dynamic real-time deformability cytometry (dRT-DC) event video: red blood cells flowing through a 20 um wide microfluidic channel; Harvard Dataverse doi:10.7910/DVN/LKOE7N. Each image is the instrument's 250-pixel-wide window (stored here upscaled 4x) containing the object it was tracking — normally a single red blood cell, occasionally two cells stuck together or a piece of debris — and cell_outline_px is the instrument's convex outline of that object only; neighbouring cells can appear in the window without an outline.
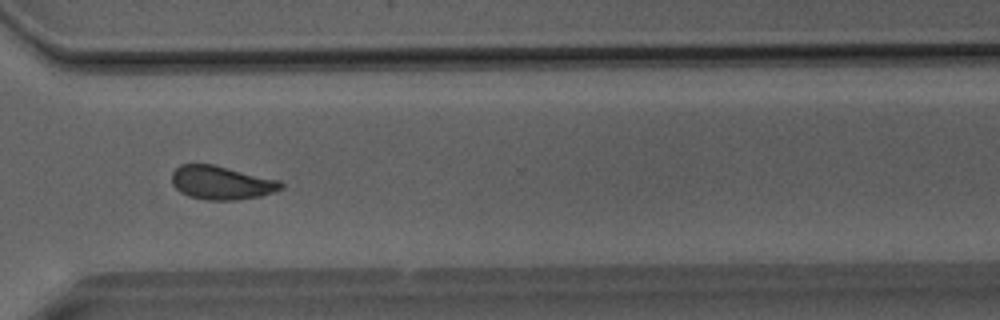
{"species": "Egyptian fruit bat (a non-hibernating species)", "species_latin": "Rousettus aegyptiacus", "temperature_condition": "room temperature", "stored_images_in_passage": 40, "camera_frame_rate_fps": 3000, "um_per_image_px": 0.085, "animal": {"sex": "male"}, "frame": {"image": 1, "passage_image": 30, "time_ms": 9.667, "image_size_px": [1000, 320], "cell_outline_px": [[284, 188], [260, 196], [236, 200], [204, 200], [188, 196], [180, 192], [172, 184], [172, 172], [180, 164], [212, 164], [280, 180], [284, 184]], "centroid_in_image_um": [18.81, 15.53], "position_along_channel_um": 351.8, "area_um2": 21.44}}
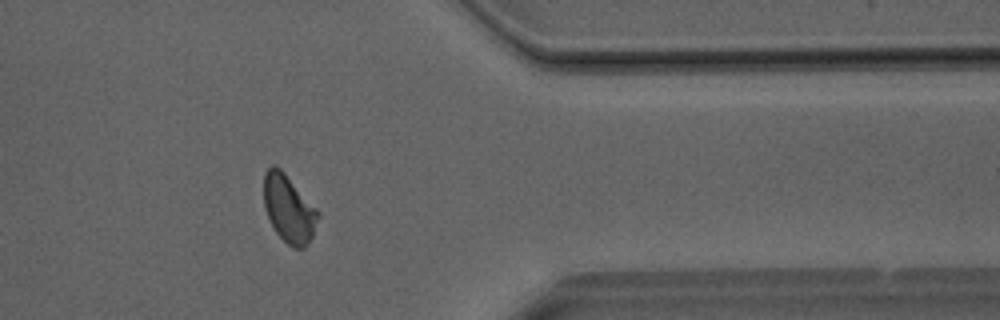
{"frame": {"image": 2, "passage_image": 33, "time_ms": 10.667, "image_size_px": [1000, 320], "cell_outline_px": [[320, 216], [312, 236], [308, 244], [304, 248], [292, 248], [276, 232], [264, 208], [264, 172], [272, 164], [280, 168], [284, 172], [320, 212]], "centroid_in_image_um": [24.56, 17.74], "position_along_channel_um": 386.8, "area_um2": 21.27}}
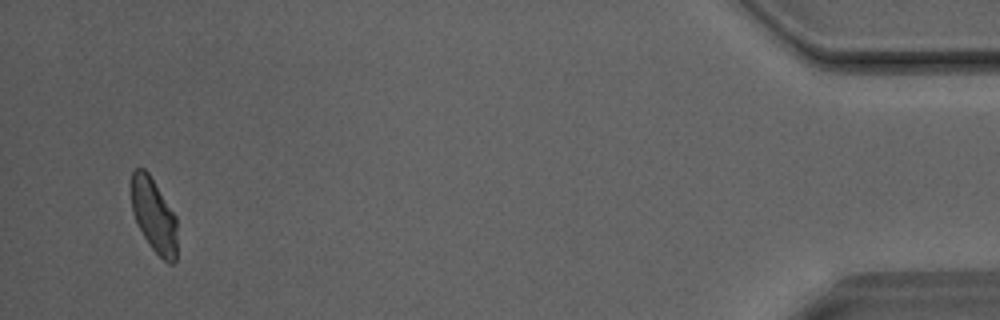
{"frame": {"image": 3, "passage_image": 39, "time_ms": 12.667, "image_size_px": [1000, 320], "cell_outline_px": [[176, 260], [172, 264], [168, 264], [152, 248], [144, 236], [132, 212], [132, 172], [136, 168], [144, 168], [148, 172], [176, 216]], "centroid_in_image_um": [13.09, 18.31], "position_along_channel_um": 422.1, "area_um2": 19.42}}